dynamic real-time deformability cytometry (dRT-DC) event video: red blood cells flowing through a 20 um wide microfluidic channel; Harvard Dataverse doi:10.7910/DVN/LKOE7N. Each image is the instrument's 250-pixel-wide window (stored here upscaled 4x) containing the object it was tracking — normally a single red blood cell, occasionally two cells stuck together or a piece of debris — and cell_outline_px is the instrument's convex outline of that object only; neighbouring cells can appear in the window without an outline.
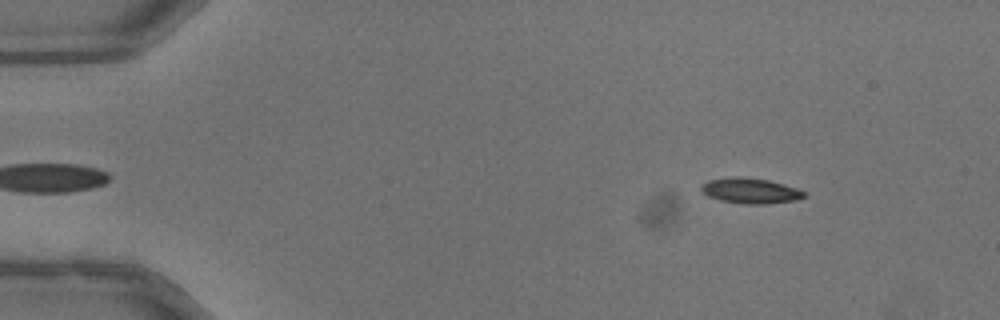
{"species": "common noctule bat (a hibernating species)", "species_latin": "Nyctalus noctula", "temperature_condition": "warm", "stored_images_in_passage": 48, "camera_frame_rate_fps": 3000, "um_per_image_px": 0.085, "animal": {"sex": "male", "body_mass_g": 13.3}, "frame": {"image": 1, "passage_image": 3, "time_ms": 0.667, "image_size_px": [1000, 320], "cell_outline_px": [[804, 196], [796, 200], [764, 204], [744, 204], [720, 200], [708, 196], [700, 188], [700, 184], [708, 180], [736, 176], [740, 176], [768, 180], [784, 184], [796, 188], [804, 192]], "centroid_in_image_um": [63.74, 16.21], "position_along_channel_um": 21.3, "area_um2": 15.14}}
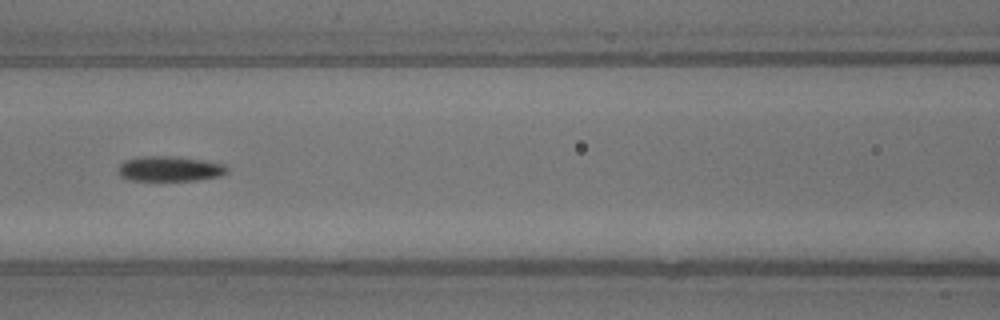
{"frame": {"image": 2, "passage_image": 20, "time_ms": 6.333, "image_size_px": [1000, 320], "cell_outline_px": [[228, 172], [220, 176], [196, 180], [128, 180], [120, 176], [120, 164], [124, 160], [140, 156], [176, 156], [204, 160], [224, 164], [228, 168]], "centroid_in_image_um": [14.45, 14.33], "position_along_channel_um": 152.2, "area_um2": 15.95}}
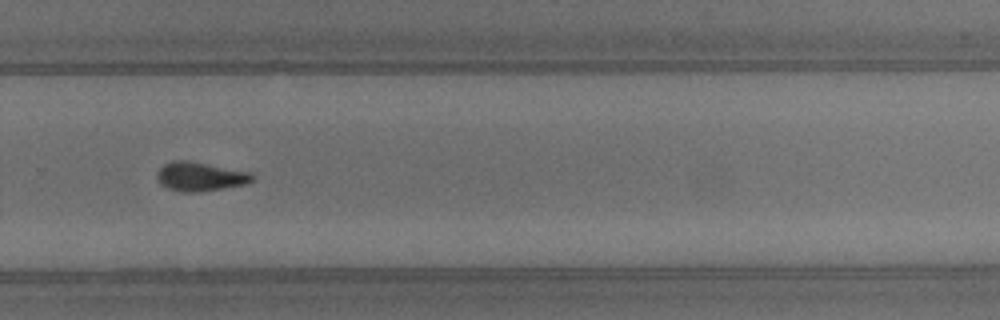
{"frame": {"image": 3, "passage_image": 32, "time_ms": 10.333, "image_size_px": [1000, 320], "cell_outline_px": [[256, 180], [244, 184], [196, 192], [184, 192], [168, 188], [160, 184], [156, 176], [156, 172], [164, 164], [172, 160], [188, 160], [252, 172], [256, 176]], "centroid_in_image_um": [17.03, 14.99], "position_along_channel_um": 312.8, "area_um2": 16.18}, "authors_computed_cell_mechanics": {"area_um2": 15.6927, "velocity_mm_per_s": 4.0304, "shape_relaxation_time_tau1_ms": 8.1834, "shape_relaxation_time_tau2_ms": 6.8842, "deformation_change_tau1": 0.18, "deformation_change_tau2": 0.1385}}